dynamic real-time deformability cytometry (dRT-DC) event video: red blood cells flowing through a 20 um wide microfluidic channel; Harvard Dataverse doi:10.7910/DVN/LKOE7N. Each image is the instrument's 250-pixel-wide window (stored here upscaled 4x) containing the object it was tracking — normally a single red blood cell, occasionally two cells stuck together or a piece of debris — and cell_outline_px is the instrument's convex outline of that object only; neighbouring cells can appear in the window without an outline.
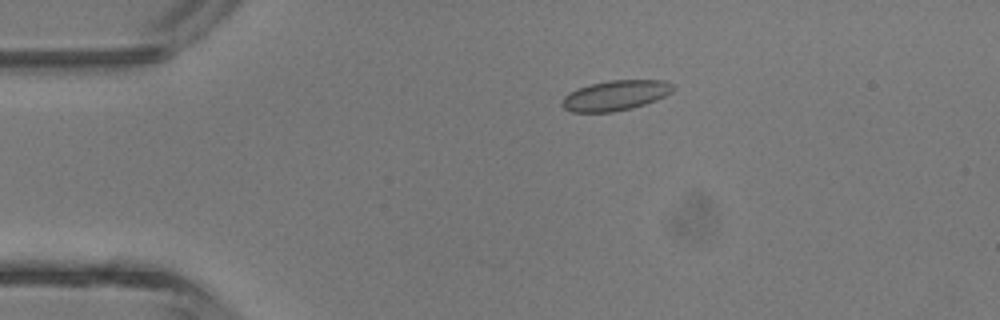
{"species": "common noctule bat (a hibernating species)", "species_latin": "Nyctalus noctula", "temperature_condition": "room temperature", "stored_images_in_passage": 5, "camera_frame_rate_fps": 3000, "um_per_image_px": 0.085, "animal": {"sex": "male", "body_mass_g": 13.3}, "frame": {"image": 1, "passage_image": 3, "time_ms": 2.333, "image_size_px": [1000, 320], "cell_outline_px": [[676, 88], [672, 92], [656, 100], [632, 108], [612, 112], [572, 112], [564, 108], [560, 104], [564, 96], [580, 88], [592, 84], [608, 80], [664, 80], [676, 84]], "centroid_in_image_um": [52.37, 8.11], "position_along_channel_um": 32.6, "area_um2": 19.48}}
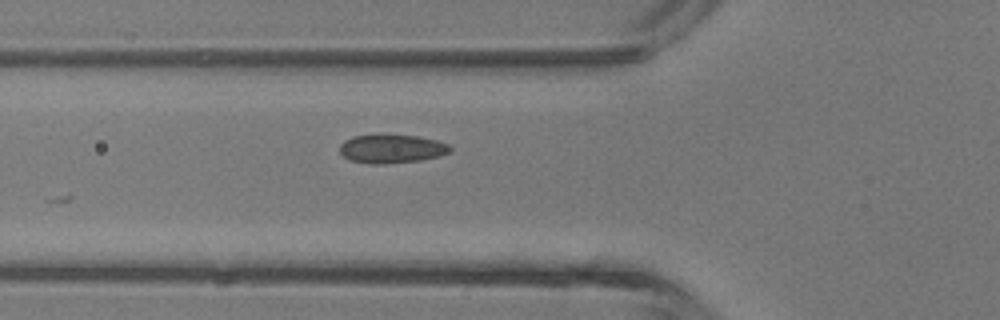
{"frame": {"image": 2, "passage_image": 5, "time_ms": 4.667, "image_size_px": [1000, 320], "cell_outline_px": [[452, 152], [440, 156], [420, 160], [384, 164], [368, 164], [348, 160], [340, 152], [340, 144], [344, 140], [352, 136], [416, 136], [436, 140], [448, 144], [452, 148]], "centroid_in_image_um": [33.29, 12.67], "position_along_channel_um": 92.5, "area_um2": 18.26}}